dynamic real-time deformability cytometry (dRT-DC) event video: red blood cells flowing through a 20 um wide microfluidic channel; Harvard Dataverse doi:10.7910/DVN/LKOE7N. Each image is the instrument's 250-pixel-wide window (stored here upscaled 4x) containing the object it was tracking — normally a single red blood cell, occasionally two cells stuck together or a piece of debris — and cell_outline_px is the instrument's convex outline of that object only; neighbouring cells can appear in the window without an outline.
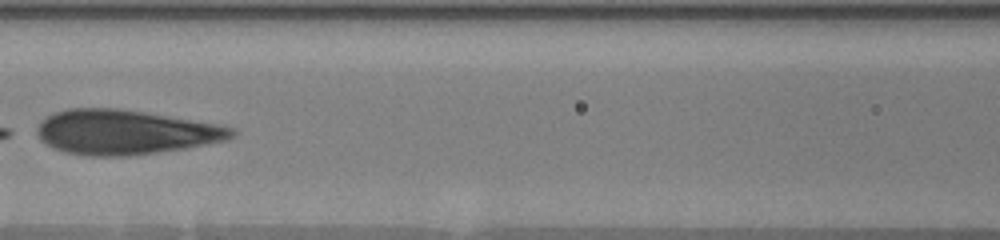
{"species": "human", "species_latin": "Homo sapiens", "temperature_condition": "warm", "stored_images_in_passage": 22, "camera_frame_rate_fps": 3000, "um_per_image_px": 0.085, "donor": {"sex": "male"}, "frame": {"image": 1, "passage_image": 11, "time_ms": 8.0, "image_size_px": [1000, 240], "cell_outline_px": [[236, 132], [228, 140], [208, 144], [184, 148], [128, 156], [88, 156], [64, 152], [40, 140], [36, 136], [36, 128], [40, 120], [56, 112], [68, 108], [120, 108], [216, 124], [236, 128]], "centroid_in_image_um": [10.6, 11.23], "position_along_channel_um": 156.0, "area_um2": 50.52}}
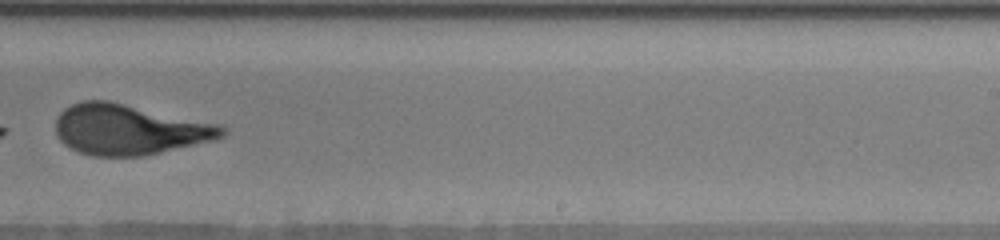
{"frame": {"image": 2, "passage_image": 15, "time_ms": 11.333, "image_size_px": [1000, 240], "cell_outline_px": [[228, 132], [224, 136], [212, 140], [160, 152], [140, 156], [92, 156], [80, 152], [64, 144], [56, 136], [56, 116], [64, 108], [80, 100], [108, 100], [220, 124], [228, 128]], "centroid_in_image_um": [10.97, 11.0], "position_along_channel_um": 278.0, "area_um2": 48.96}}